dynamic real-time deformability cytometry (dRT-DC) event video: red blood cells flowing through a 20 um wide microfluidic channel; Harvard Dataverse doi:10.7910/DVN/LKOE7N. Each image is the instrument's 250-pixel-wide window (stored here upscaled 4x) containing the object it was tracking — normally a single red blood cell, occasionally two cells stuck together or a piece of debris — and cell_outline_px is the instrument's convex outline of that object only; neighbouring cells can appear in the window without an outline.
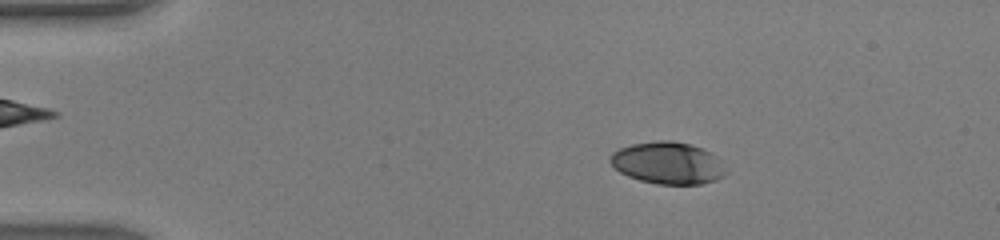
{"species": "human", "species_latin": "Homo sapiens", "temperature_condition": "warm", "stored_images_in_passage": 47, "camera_frame_rate_fps": 3000, "um_per_image_px": 0.085, "donor": {"sex": "male"}, "frame": {"image": 1, "passage_image": 8, "time_ms": 2.333, "image_size_px": [1000, 240], "cell_outline_px": [[728, 172], [724, 176], [716, 180], [700, 184], [656, 184], [640, 180], [628, 176], [620, 172], [608, 160], [612, 152], [620, 148], [632, 144], [656, 140], [672, 140], [692, 144], [724, 160]], "centroid_in_image_um": [56.81, 13.85], "position_along_channel_um": 28.2, "area_um2": 28.67}}
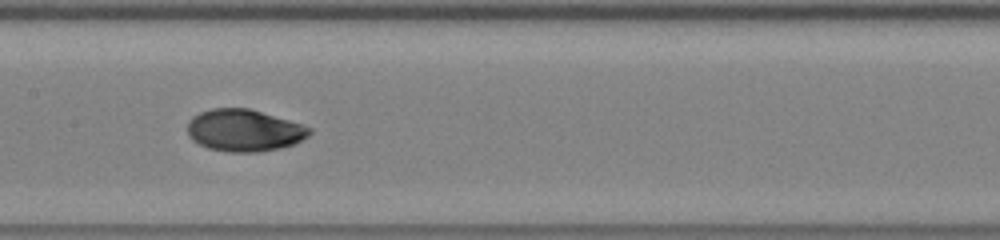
{"frame": {"image": 2, "passage_image": 24, "time_ms": 7.667, "image_size_px": [1000, 240], "cell_outline_px": [[312, 132], [308, 136], [292, 144], [280, 148], [256, 152], [228, 152], [208, 148], [192, 140], [188, 136], [188, 120], [192, 116], [200, 112], [212, 108], [248, 108], [288, 120], [312, 128]], "centroid_in_image_um": [20.72, 11.08], "position_along_channel_um": 186.7, "area_um2": 29.71}}
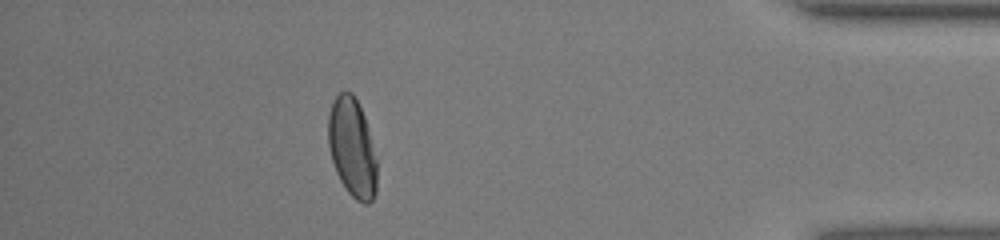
{"frame": {"image": 3, "passage_image": 42, "time_ms": 13.667, "image_size_px": [1000, 240], "cell_outline_px": [[380, 156], [376, 192], [372, 200], [368, 204], [364, 204], [356, 200], [348, 192], [340, 180], [336, 172], [332, 160], [328, 144], [328, 116], [332, 100], [340, 92], [352, 92], [364, 116]], "centroid_in_image_um": [30.0, 12.59], "position_along_channel_um": 405.2, "area_um2": 29.07}, "authors_computed_cell_mechanics": {"area_um2": 29.3046, "velocity_mm_per_s": 4.3758, "shape_relaxation_time_tau1_ms": 3.7761, "shape_relaxation_time_tau2_ms": 0.765, "deformation_change_tau1": 0.1809, "deformation_change_tau2": 0.0305}}